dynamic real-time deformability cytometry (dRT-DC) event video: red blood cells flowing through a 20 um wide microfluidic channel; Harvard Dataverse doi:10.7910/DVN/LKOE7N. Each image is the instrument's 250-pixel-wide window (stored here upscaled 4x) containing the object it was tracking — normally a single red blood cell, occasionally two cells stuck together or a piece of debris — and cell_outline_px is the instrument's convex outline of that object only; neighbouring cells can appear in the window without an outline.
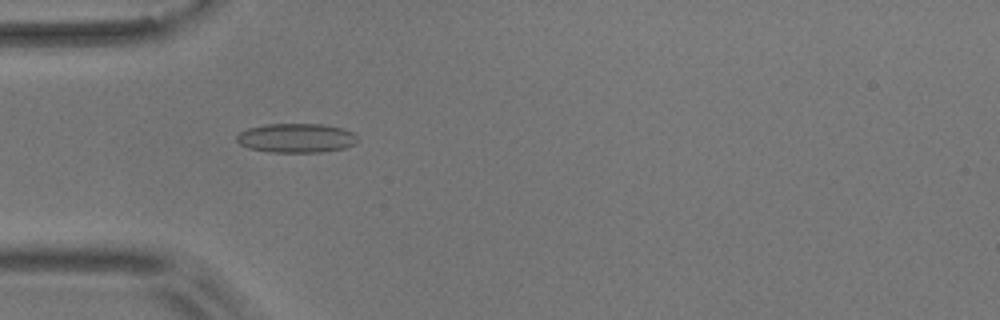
{"species": "common noctule bat (a hibernating species)", "species_latin": "Nyctalus noctula", "temperature_condition": "room temperature", "stored_images_in_passage": 54, "camera_frame_rate_fps": 3000, "um_per_image_px": 0.085, "animal": {"sex": "male", "body_mass_g": 17.9}, "frame": {"image": 1, "passage_image": 16, "time_ms": 5.0, "image_size_px": [1000, 320], "cell_outline_px": [[356, 140], [352, 144], [344, 148], [320, 152], [268, 152], [248, 148], [240, 144], [236, 140], [236, 136], [240, 132], [248, 128], [264, 124], [324, 124], [344, 128], [352, 132], [356, 136]], "centroid_in_image_um": [25.14, 11.72], "position_along_channel_um": 59.9, "area_um2": 20.58}}
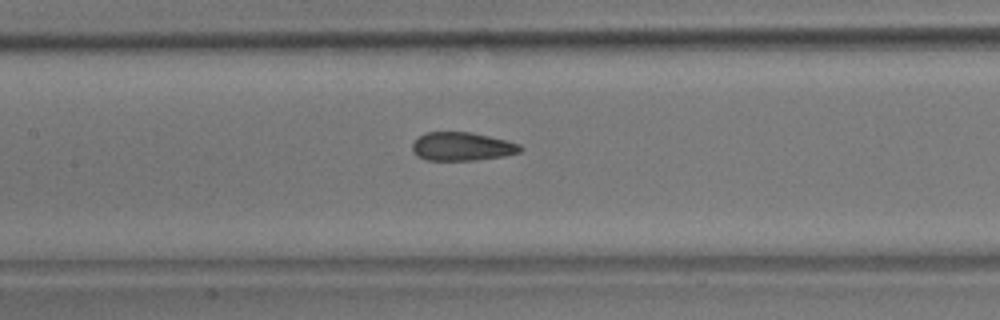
{"frame": {"image": 2, "passage_image": 25, "time_ms": 8.0, "image_size_px": [1000, 320], "cell_outline_px": [[524, 148], [520, 152], [504, 156], [476, 160], [428, 160], [416, 156], [412, 152], [412, 144], [424, 132], [472, 132], [508, 140], [520, 144]], "centroid_in_image_um": [39.29, 12.45], "position_along_channel_um": 168.1, "area_um2": 18.09}}
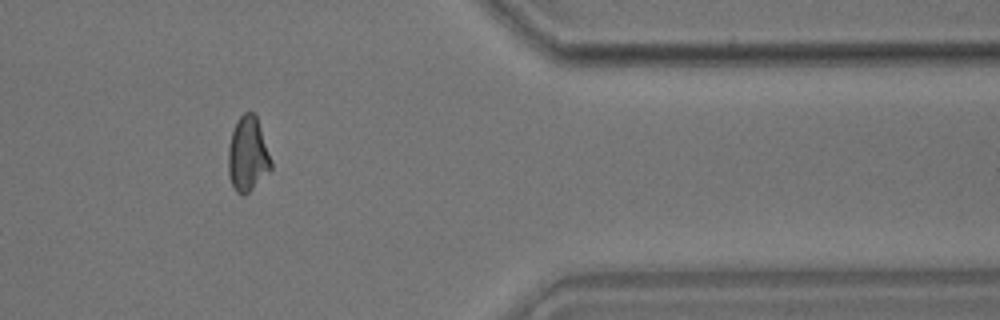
{"frame": {"image": 3, "passage_image": 45, "time_ms": 14.667, "image_size_px": [1000, 320], "cell_outline_px": [[272, 168], [244, 196], [236, 192], [228, 176], [228, 148], [232, 132], [240, 116], [244, 112], [252, 112], [256, 116], [272, 160]], "centroid_in_image_um": [21.05, 13.13], "position_along_channel_um": 390.4, "area_um2": 18.44}, "authors_computed_cell_mechanics": {"area_um2": 18.7272, "velocity_mm_per_s": 3.6524, "shape_relaxation_time_tau1_ms": null, "shape_relaxation_time_tau2_ms": 1.3364, "deformation_change_tau1": null, "deformation_change_tau2": 0.0597}}